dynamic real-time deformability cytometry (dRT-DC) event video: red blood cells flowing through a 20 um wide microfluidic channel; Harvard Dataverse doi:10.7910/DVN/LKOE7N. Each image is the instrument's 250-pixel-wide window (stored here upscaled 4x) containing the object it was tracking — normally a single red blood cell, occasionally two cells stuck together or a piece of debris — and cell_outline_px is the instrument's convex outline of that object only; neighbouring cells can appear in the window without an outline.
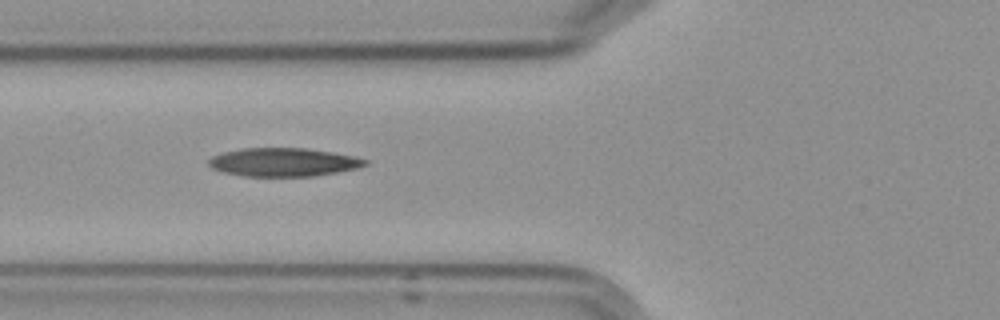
{"species": "Egyptian fruit bat (a non-hibernating species)", "species_latin": "Rousettus aegyptiacus", "temperature_condition": "cold", "stored_images_in_passage": 7, "camera_frame_rate_fps": 3000, "um_per_image_px": 0.085, "frame": {"image": 1, "passage_image": 6, "time_ms": 6.0, "image_size_px": [1000, 320], "cell_outline_px": [[368, 164], [356, 168], [336, 172], [312, 176], [244, 176], [224, 172], [212, 168], [208, 164], [208, 160], [212, 156], [224, 152], [240, 148], [304, 148], [332, 152], [352, 156], [368, 160]], "centroid_in_image_um": [24.06, 13.78], "position_along_channel_um": 101.7, "area_um2": 25.72}}
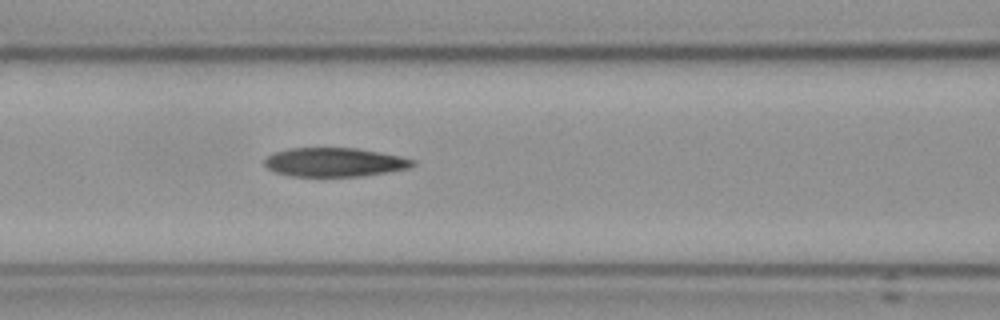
{"frame": {"image": 2, "passage_image": 7, "time_ms": 7.0, "image_size_px": [1000, 320], "cell_outline_px": [[416, 164], [408, 168], [360, 176], [288, 176], [276, 172], [268, 168], [264, 164], [264, 160], [268, 156], [276, 152], [288, 148], [356, 148], [416, 160]], "centroid_in_image_um": [28.39, 13.79], "position_along_channel_um": 138.2, "area_um2": 24.57}}